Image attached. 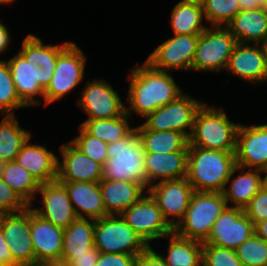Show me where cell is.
<instances>
[{
  "instance_id": "6da1fadb",
  "label": "cell",
  "mask_w": 267,
  "mask_h": 266,
  "mask_svg": "<svg viewBox=\"0 0 267 266\" xmlns=\"http://www.w3.org/2000/svg\"><path fill=\"white\" fill-rule=\"evenodd\" d=\"M130 71L127 94L129 108L126 106V113L129 116L134 112L146 118L159 107L176 100L183 94V89L177 85L168 71L153 68L146 61Z\"/></svg>"
},
{
  "instance_id": "7a4b0ae2",
  "label": "cell",
  "mask_w": 267,
  "mask_h": 266,
  "mask_svg": "<svg viewBox=\"0 0 267 266\" xmlns=\"http://www.w3.org/2000/svg\"><path fill=\"white\" fill-rule=\"evenodd\" d=\"M235 166V152L188 146L186 178L194 191L222 193Z\"/></svg>"
},
{
  "instance_id": "3957f363",
  "label": "cell",
  "mask_w": 267,
  "mask_h": 266,
  "mask_svg": "<svg viewBox=\"0 0 267 266\" xmlns=\"http://www.w3.org/2000/svg\"><path fill=\"white\" fill-rule=\"evenodd\" d=\"M107 154L101 180L135 182L147 192L149 182L145 172V152L136 127L124 138L108 144Z\"/></svg>"
},
{
  "instance_id": "277c9868",
  "label": "cell",
  "mask_w": 267,
  "mask_h": 266,
  "mask_svg": "<svg viewBox=\"0 0 267 266\" xmlns=\"http://www.w3.org/2000/svg\"><path fill=\"white\" fill-rule=\"evenodd\" d=\"M239 126L230 121L224 109L204 102L195 114L188 146L235 152Z\"/></svg>"
},
{
  "instance_id": "5b68a950",
  "label": "cell",
  "mask_w": 267,
  "mask_h": 266,
  "mask_svg": "<svg viewBox=\"0 0 267 266\" xmlns=\"http://www.w3.org/2000/svg\"><path fill=\"white\" fill-rule=\"evenodd\" d=\"M226 206L223 193L194 191L183 219L173 231L181 237L205 242Z\"/></svg>"
},
{
  "instance_id": "8992f818",
  "label": "cell",
  "mask_w": 267,
  "mask_h": 266,
  "mask_svg": "<svg viewBox=\"0 0 267 266\" xmlns=\"http://www.w3.org/2000/svg\"><path fill=\"white\" fill-rule=\"evenodd\" d=\"M94 246L100 253L128 255H138L148 247L121 215H107L95 220Z\"/></svg>"
},
{
  "instance_id": "52a82bcc",
  "label": "cell",
  "mask_w": 267,
  "mask_h": 266,
  "mask_svg": "<svg viewBox=\"0 0 267 266\" xmlns=\"http://www.w3.org/2000/svg\"><path fill=\"white\" fill-rule=\"evenodd\" d=\"M237 43L227 27H207L199 34L192 71L220 72V70H226Z\"/></svg>"
},
{
  "instance_id": "ba28073f",
  "label": "cell",
  "mask_w": 267,
  "mask_h": 266,
  "mask_svg": "<svg viewBox=\"0 0 267 266\" xmlns=\"http://www.w3.org/2000/svg\"><path fill=\"white\" fill-rule=\"evenodd\" d=\"M86 56L74 42H70L57 57L55 71L44 91V105L62 99L84 79Z\"/></svg>"
},
{
  "instance_id": "9c48e42d",
  "label": "cell",
  "mask_w": 267,
  "mask_h": 266,
  "mask_svg": "<svg viewBox=\"0 0 267 266\" xmlns=\"http://www.w3.org/2000/svg\"><path fill=\"white\" fill-rule=\"evenodd\" d=\"M203 103L183 93L176 100L149 114L142 125L148 130L178 131L189 139L195 114Z\"/></svg>"
},
{
  "instance_id": "30bf717a",
  "label": "cell",
  "mask_w": 267,
  "mask_h": 266,
  "mask_svg": "<svg viewBox=\"0 0 267 266\" xmlns=\"http://www.w3.org/2000/svg\"><path fill=\"white\" fill-rule=\"evenodd\" d=\"M121 217L148 246L152 240L167 237L173 231L149 193L125 210Z\"/></svg>"
},
{
  "instance_id": "8fae6325",
  "label": "cell",
  "mask_w": 267,
  "mask_h": 266,
  "mask_svg": "<svg viewBox=\"0 0 267 266\" xmlns=\"http://www.w3.org/2000/svg\"><path fill=\"white\" fill-rule=\"evenodd\" d=\"M80 95L76 103L88 116L86 120L116 118L126 112L120 95L104 79L88 81Z\"/></svg>"
},
{
  "instance_id": "7c38bea8",
  "label": "cell",
  "mask_w": 267,
  "mask_h": 266,
  "mask_svg": "<svg viewBox=\"0 0 267 266\" xmlns=\"http://www.w3.org/2000/svg\"><path fill=\"white\" fill-rule=\"evenodd\" d=\"M147 193L156 201L163 218L174 229L183 219L194 189L185 177L155 182L149 187ZM171 216L173 219L170 218Z\"/></svg>"
},
{
  "instance_id": "4fadbf2b",
  "label": "cell",
  "mask_w": 267,
  "mask_h": 266,
  "mask_svg": "<svg viewBox=\"0 0 267 266\" xmlns=\"http://www.w3.org/2000/svg\"><path fill=\"white\" fill-rule=\"evenodd\" d=\"M70 43L60 45L43 44L42 40L33 34H28L18 52L31 65L32 88H42L44 91L50 84L55 71L58 54Z\"/></svg>"
},
{
  "instance_id": "5bb4252c",
  "label": "cell",
  "mask_w": 267,
  "mask_h": 266,
  "mask_svg": "<svg viewBox=\"0 0 267 266\" xmlns=\"http://www.w3.org/2000/svg\"><path fill=\"white\" fill-rule=\"evenodd\" d=\"M0 223L14 262L18 266H35L30 236V206L21 212L0 215Z\"/></svg>"
},
{
  "instance_id": "9a60e30c",
  "label": "cell",
  "mask_w": 267,
  "mask_h": 266,
  "mask_svg": "<svg viewBox=\"0 0 267 266\" xmlns=\"http://www.w3.org/2000/svg\"><path fill=\"white\" fill-rule=\"evenodd\" d=\"M254 234V224L244 209L226 206L214 222L208 239L203 244L236 249Z\"/></svg>"
},
{
  "instance_id": "2e32d148",
  "label": "cell",
  "mask_w": 267,
  "mask_h": 266,
  "mask_svg": "<svg viewBox=\"0 0 267 266\" xmlns=\"http://www.w3.org/2000/svg\"><path fill=\"white\" fill-rule=\"evenodd\" d=\"M199 35H174L146 59L153 68L162 71L191 70Z\"/></svg>"
},
{
  "instance_id": "e0dca14e",
  "label": "cell",
  "mask_w": 267,
  "mask_h": 266,
  "mask_svg": "<svg viewBox=\"0 0 267 266\" xmlns=\"http://www.w3.org/2000/svg\"><path fill=\"white\" fill-rule=\"evenodd\" d=\"M235 158L238 166L267 171V124H240Z\"/></svg>"
},
{
  "instance_id": "ac0fdd59",
  "label": "cell",
  "mask_w": 267,
  "mask_h": 266,
  "mask_svg": "<svg viewBox=\"0 0 267 266\" xmlns=\"http://www.w3.org/2000/svg\"><path fill=\"white\" fill-rule=\"evenodd\" d=\"M41 193L43 208L31 209L56 227L66 229L77 215L71 204L66 187L58 180L40 184L37 194Z\"/></svg>"
},
{
  "instance_id": "d6986e66",
  "label": "cell",
  "mask_w": 267,
  "mask_h": 266,
  "mask_svg": "<svg viewBox=\"0 0 267 266\" xmlns=\"http://www.w3.org/2000/svg\"><path fill=\"white\" fill-rule=\"evenodd\" d=\"M62 160H58L59 182H99L102 165L80 151L71 141L60 146Z\"/></svg>"
},
{
  "instance_id": "ffe728a7",
  "label": "cell",
  "mask_w": 267,
  "mask_h": 266,
  "mask_svg": "<svg viewBox=\"0 0 267 266\" xmlns=\"http://www.w3.org/2000/svg\"><path fill=\"white\" fill-rule=\"evenodd\" d=\"M226 71L253 84L267 81V59L261 44L237 43Z\"/></svg>"
},
{
  "instance_id": "44dd1931",
  "label": "cell",
  "mask_w": 267,
  "mask_h": 266,
  "mask_svg": "<svg viewBox=\"0 0 267 266\" xmlns=\"http://www.w3.org/2000/svg\"><path fill=\"white\" fill-rule=\"evenodd\" d=\"M30 236L35 253V264L42 260L61 259L64 229L42 218L31 207Z\"/></svg>"
},
{
  "instance_id": "7402d4cb",
  "label": "cell",
  "mask_w": 267,
  "mask_h": 266,
  "mask_svg": "<svg viewBox=\"0 0 267 266\" xmlns=\"http://www.w3.org/2000/svg\"><path fill=\"white\" fill-rule=\"evenodd\" d=\"M28 139L15 161L40 183L57 180L58 157L42 145L30 144Z\"/></svg>"
},
{
  "instance_id": "603a6c76",
  "label": "cell",
  "mask_w": 267,
  "mask_h": 266,
  "mask_svg": "<svg viewBox=\"0 0 267 266\" xmlns=\"http://www.w3.org/2000/svg\"><path fill=\"white\" fill-rule=\"evenodd\" d=\"M144 163L149 187L157 179L160 182L182 179L187 176L188 151L161 154L145 152Z\"/></svg>"
},
{
  "instance_id": "cb8c5ba5",
  "label": "cell",
  "mask_w": 267,
  "mask_h": 266,
  "mask_svg": "<svg viewBox=\"0 0 267 266\" xmlns=\"http://www.w3.org/2000/svg\"><path fill=\"white\" fill-rule=\"evenodd\" d=\"M78 218L97 220L107 216L99 182H61ZM87 216V217H86Z\"/></svg>"
},
{
  "instance_id": "d4e9b609",
  "label": "cell",
  "mask_w": 267,
  "mask_h": 266,
  "mask_svg": "<svg viewBox=\"0 0 267 266\" xmlns=\"http://www.w3.org/2000/svg\"><path fill=\"white\" fill-rule=\"evenodd\" d=\"M99 188L107 215H121L146 191L140 184L122 180H100Z\"/></svg>"
},
{
  "instance_id": "484cf974",
  "label": "cell",
  "mask_w": 267,
  "mask_h": 266,
  "mask_svg": "<svg viewBox=\"0 0 267 266\" xmlns=\"http://www.w3.org/2000/svg\"><path fill=\"white\" fill-rule=\"evenodd\" d=\"M237 170L240 171V175L233 177L238 172ZM246 170L247 168L238 165L232 170L226 182V186L231 182L230 187H225L222 192L227 206L244 209L250 203L252 197L262 188L261 173L263 171L250 168ZM230 202H232L231 205H229Z\"/></svg>"
},
{
  "instance_id": "4316f807",
  "label": "cell",
  "mask_w": 267,
  "mask_h": 266,
  "mask_svg": "<svg viewBox=\"0 0 267 266\" xmlns=\"http://www.w3.org/2000/svg\"><path fill=\"white\" fill-rule=\"evenodd\" d=\"M226 27L238 43L261 44L267 37V10L264 7L241 10Z\"/></svg>"
},
{
  "instance_id": "83f0119b",
  "label": "cell",
  "mask_w": 267,
  "mask_h": 266,
  "mask_svg": "<svg viewBox=\"0 0 267 266\" xmlns=\"http://www.w3.org/2000/svg\"><path fill=\"white\" fill-rule=\"evenodd\" d=\"M95 220L77 218L64 229L61 259L67 263L94 247Z\"/></svg>"
},
{
  "instance_id": "f1b7e54d",
  "label": "cell",
  "mask_w": 267,
  "mask_h": 266,
  "mask_svg": "<svg viewBox=\"0 0 267 266\" xmlns=\"http://www.w3.org/2000/svg\"><path fill=\"white\" fill-rule=\"evenodd\" d=\"M136 128L143 144L144 152L161 154L188 151L189 139L178 131L148 130L142 124Z\"/></svg>"
},
{
  "instance_id": "f546056e",
  "label": "cell",
  "mask_w": 267,
  "mask_h": 266,
  "mask_svg": "<svg viewBox=\"0 0 267 266\" xmlns=\"http://www.w3.org/2000/svg\"><path fill=\"white\" fill-rule=\"evenodd\" d=\"M167 256L162 255L168 266H202L203 242L184 238L172 231Z\"/></svg>"
},
{
  "instance_id": "4dcf8cb0",
  "label": "cell",
  "mask_w": 267,
  "mask_h": 266,
  "mask_svg": "<svg viewBox=\"0 0 267 266\" xmlns=\"http://www.w3.org/2000/svg\"><path fill=\"white\" fill-rule=\"evenodd\" d=\"M31 137L30 131L19 125L15 115H5L0 123V165L14 161Z\"/></svg>"
},
{
  "instance_id": "1f68e13d",
  "label": "cell",
  "mask_w": 267,
  "mask_h": 266,
  "mask_svg": "<svg viewBox=\"0 0 267 266\" xmlns=\"http://www.w3.org/2000/svg\"><path fill=\"white\" fill-rule=\"evenodd\" d=\"M170 18L174 35H199L207 28L203 23V6L198 3L179 1Z\"/></svg>"
},
{
  "instance_id": "d6a6232c",
  "label": "cell",
  "mask_w": 267,
  "mask_h": 266,
  "mask_svg": "<svg viewBox=\"0 0 267 266\" xmlns=\"http://www.w3.org/2000/svg\"><path fill=\"white\" fill-rule=\"evenodd\" d=\"M6 61L10 67L13 82L20 100L27 107L40 105V100L35 99V96L44 97V90L42 88H32L30 63H28L19 52L14 55V57Z\"/></svg>"
},
{
  "instance_id": "836d02e7",
  "label": "cell",
  "mask_w": 267,
  "mask_h": 266,
  "mask_svg": "<svg viewBox=\"0 0 267 266\" xmlns=\"http://www.w3.org/2000/svg\"><path fill=\"white\" fill-rule=\"evenodd\" d=\"M0 176L29 205L37 195L40 183L15 160L0 165Z\"/></svg>"
},
{
  "instance_id": "e575fe53",
  "label": "cell",
  "mask_w": 267,
  "mask_h": 266,
  "mask_svg": "<svg viewBox=\"0 0 267 266\" xmlns=\"http://www.w3.org/2000/svg\"><path fill=\"white\" fill-rule=\"evenodd\" d=\"M129 115L110 119L85 120L80 126L91 136L107 144L113 143L127 136L135 127L129 124Z\"/></svg>"
},
{
  "instance_id": "d590c367",
  "label": "cell",
  "mask_w": 267,
  "mask_h": 266,
  "mask_svg": "<svg viewBox=\"0 0 267 266\" xmlns=\"http://www.w3.org/2000/svg\"><path fill=\"white\" fill-rule=\"evenodd\" d=\"M27 107L19 98L6 60L0 59V113L14 115V110Z\"/></svg>"
},
{
  "instance_id": "8d00e7d4",
  "label": "cell",
  "mask_w": 267,
  "mask_h": 266,
  "mask_svg": "<svg viewBox=\"0 0 267 266\" xmlns=\"http://www.w3.org/2000/svg\"><path fill=\"white\" fill-rule=\"evenodd\" d=\"M202 6L211 26L226 27L241 11L238 0H205Z\"/></svg>"
},
{
  "instance_id": "74e56055",
  "label": "cell",
  "mask_w": 267,
  "mask_h": 266,
  "mask_svg": "<svg viewBox=\"0 0 267 266\" xmlns=\"http://www.w3.org/2000/svg\"><path fill=\"white\" fill-rule=\"evenodd\" d=\"M235 251L243 266H267V242L255 234Z\"/></svg>"
},
{
  "instance_id": "f35d334b",
  "label": "cell",
  "mask_w": 267,
  "mask_h": 266,
  "mask_svg": "<svg viewBox=\"0 0 267 266\" xmlns=\"http://www.w3.org/2000/svg\"><path fill=\"white\" fill-rule=\"evenodd\" d=\"M79 131L80 135L73 138L71 142L85 155L103 166L108 159V144L89 135L81 126H79Z\"/></svg>"
},
{
  "instance_id": "ab89813d",
  "label": "cell",
  "mask_w": 267,
  "mask_h": 266,
  "mask_svg": "<svg viewBox=\"0 0 267 266\" xmlns=\"http://www.w3.org/2000/svg\"><path fill=\"white\" fill-rule=\"evenodd\" d=\"M202 266H243L236 251L213 244H203Z\"/></svg>"
},
{
  "instance_id": "60d3db41",
  "label": "cell",
  "mask_w": 267,
  "mask_h": 266,
  "mask_svg": "<svg viewBox=\"0 0 267 266\" xmlns=\"http://www.w3.org/2000/svg\"><path fill=\"white\" fill-rule=\"evenodd\" d=\"M29 205L0 176V215L26 210Z\"/></svg>"
},
{
  "instance_id": "b9f144b4",
  "label": "cell",
  "mask_w": 267,
  "mask_h": 266,
  "mask_svg": "<svg viewBox=\"0 0 267 266\" xmlns=\"http://www.w3.org/2000/svg\"><path fill=\"white\" fill-rule=\"evenodd\" d=\"M253 224L267 220V191L261 188L244 208Z\"/></svg>"
},
{
  "instance_id": "7bdbcfd3",
  "label": "cell",
  "mask_w": 267,
  "mask_h": 266,
  "mask_svg": "<svg viewBox=\"0 0 267 266\" xmlns=\"http://www.w3.org/2000/svg\"><path fill=\"white\" fill-rule=\"evenodd\" d=\"M138 255L100 253L96 266H134Z\"/></svg>"
},
{
  "instance_id": "ee69618b",
  "label": "cell",
  "mask_w": 267,
  "mask_h": 266,
  "mask_svg": "<svg viewBox=\"0 0 267 266\" xmlns=\"http://www.w3.org/2000/svg\"><path fill=\"white\" fill-rule=\"evenodd\" d=\"M134 266H168L161 254H158L151 246L138 254Z\"/></svg>"
},
{
  "instance_id": "f6af8a7d",
  "label": "cell",
  "mask_w": 267,
  "mask_h": 266,
  "mask_svg": "<svg viewBox=\"0 0 267 266\" xmlns=\"http://www.w3.org/2000/svg\"><path fill=\"white\" fill-rule=\"evenodd\" d=\"M100 252L96 247H92L81 255H75V258L68 262L69 266H96Z\"/></svg>"
},
{
  "instance_id": "bcb514c9",
  "label": "cell",
  "mask_w": 267,
  "mask_h": 266,
  "mask_svg": "<svg viewBox=\"0 0 267 266\" xmlns=\"http://www.w3.org/2000/svg\"><path fill=\"white\" fill-rule=\"evenodd\" d=\"M0 261L4 262L8 266H18L10 253L9 247L7 246V241L4 238V234L0 223Z\"/></svg>"
},
{
  "instance_id": "7dc6e473",
  "label": "cell",
  "mask_w": 267,
  "mask_h": 266,
  "mask_svg": "<svg viewBox=\"0 0 267 266\" xmlns=\"http://www.w3.org/2000/svg\"><path fill=\"white\" fill-rule=\"evenodd\" d=\"M10 32L6 25L0 21V54L4 53L10 45Z\"/></svg>"
},
{
  "instance_id": "c3c4849f",
  "label": "cell",
  "mask_w": 267,
  "mask_h": 266,
  "mask_svg": "<svg viewBox=\"0 0 267 266\" xmlns=\"http://www.w3.org/2000/svg\"><path fill=\"white\" fill-rule=\"evenodd\" d=\"M254 234L267 242V220L254 224Z\"/></svg>"
},
{
  "instance_id": "681fc988",
  "label": "cell",
  "mask_w": 267,
  "mask_h": 266,
  "mask_svg": "<svg viewBox=\"0 0 267 266\" xmlns=\"http://www.w3.org/2000/svg\"><path fill=\"white\" fill-rule=\"evenodd\" d=\"M240 9H254V8H259L263 7L264 5V0H238Z\"/></svg>"
},
{
  "instance_id": "f907efd6",
  "label": "cell",
  "mask_w": 267,
  "mask_h": 266,
  "mask_svg": "<svg viewBox=\"0 0 267 266\" xmlns=\"http://www.w3.org/2000/svg\"><path fill=\"white\" fill-rule=\"evenodd\" d=\"M35 266H69L68 263L62 259L42 260L35 264Z\"/></svg>"
},
{
  "instance_id": "816d5d0a",
  "label": "cell",
  "mask_w": 267,
  "mask_h": 266,
  "mask_svg": "<svg viewBox=\"0 0 267 266\" xmlns=\"http://www.w3.org/2000/svg\"><path fill=\"white\" fill-rule=\"evenodd\" d=\"M263 174L264 177H262V188L267 191V171H263Z\"/></svg>"
},
{
  "instance_id": "f5cc1de1",
  "label": "cell",
  "mask_w": 267,
  "mask_h": 266,
  "mask_svg": "<svg viewBox=\"0 0 267 266\" xmlns=\"http://www.w3.org/2000/svg\"><path fill=\"white\" fill-rule=\"evenodd\" d=\"M261 46L267 59V37L263 40V42L261 43Z\"/></svg>"
},
{
  "instance_id": "db71d44e",
  "label": "cell",
  "mask_w": 267,
  "mask_h": 266,
  "mask_svg": "<svg viewBox=\"0 0 267 266\" xmlns=\"http://www.w3.org/2000/svg\"><path fill=\"white\" fill-rule=\"evenodd\" d=\"M181 2L198 3L203 4L205 0H180Z\"/></svg>"
},
{
  "instance_id": "11a10c76",
  "label": "cell",
  "mask_w": 267,
  "mask_h": 266,
  "mask_svg": "<svg viewBox=\"0 0 267 266\" xmlns=\"http://www.w3.org/2000/svg\"><path fill=\"white\" fill-rule=\"evenodd\" d=\"M15 0H0V4H6V3H12L14 2Z\"/></svg>"
},
{
  "instance_id": "9f6ffc18",
  "label": "cell",
  "mask_w": 267,
  "mask_h": 266,
  "mask_svg": "<svg viewBox=\"0 0 267 266\" xmlns=\"http://www.w3.org/2000/svg\"><path fill=\"white\" fill-rule=\"evenodd\" d=\"M263 7L267 10V0H264V5Z\"/></svg>"
},
{
  "instance_id": "6f0895ef",
  "label": "cell",
  "mask_w": 267,
  "mask_h": 266,
  "mask_svg": "<svg viewBox=\"0 0 267 266\" xmlns=\"http://www.w3.org/2000/svg\"><path fill=\"white\" fill-rule=\"evenodd\" d=\"M0 266H8V265L5 264L4 262L0 261Z\"/></svg>"
}]
</instances>
